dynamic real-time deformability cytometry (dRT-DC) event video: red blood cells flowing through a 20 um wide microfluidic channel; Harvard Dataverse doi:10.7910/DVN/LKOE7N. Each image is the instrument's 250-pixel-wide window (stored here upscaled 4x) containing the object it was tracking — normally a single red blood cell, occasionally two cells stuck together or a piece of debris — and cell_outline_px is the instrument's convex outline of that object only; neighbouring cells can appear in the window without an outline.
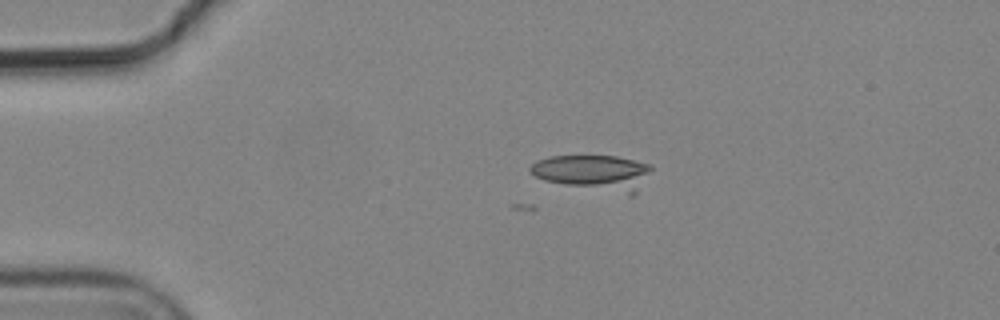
{"species": "common noctule bat (a hibernating species)", "species_latin": "Nyctalus noctula", "temperature_condition": "cold", "stored_images_in_passage": 5, "camera_frame_rate_fps": 3000, "um_per_image_px": 0.085, "animal": {"sex": "male", "body_mass_g": 19.2, "forearm_length_mm": 51.8}, "frame": {"image": 1, "passage_image": 4, "time_ms": 1.0, "image_size_px": [1000, 320], "cell_outline_px": [[652, 168], [636, 192], [632, 196], [628, 196], [564, 184], [544, 180], [528, 172], [528, 168], [536, 160], [548, 156], [616, 156], [648, 164]], "centroid_in_image_um": [50.43, 14.68], "position_along_channel_um": 34.6, "area_um2": 24.97}}